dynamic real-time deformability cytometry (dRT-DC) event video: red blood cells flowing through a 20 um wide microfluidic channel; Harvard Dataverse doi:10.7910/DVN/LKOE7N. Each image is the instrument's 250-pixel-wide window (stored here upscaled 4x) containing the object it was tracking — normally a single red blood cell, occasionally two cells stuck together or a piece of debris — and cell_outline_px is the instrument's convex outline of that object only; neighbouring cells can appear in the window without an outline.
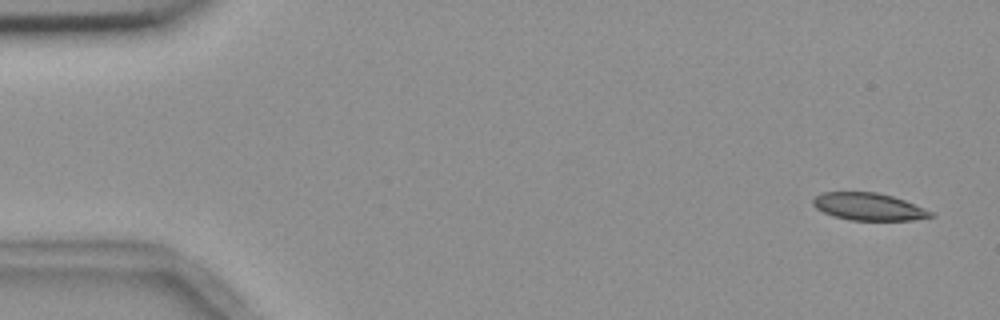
{"species": "common noctule bat (a hibernating species)", "species_latin": "Nyctalus noctula", "temperature_condition": "room temperature", "stored_images_in_passage": 6, "camera_frame_rate_fps": 3000, "um_per_image_px": 0.085, "animal": {"sex": "female", "body_mass_g": 18.4}, "frame": {"image": 1, "passage_image": 1, "time_ms": 0.0, "image_size_px": [1000, 320], "cell_outline_px": [[936, 216], [912, 220], [852, 220], [836, 216], [824, 212], [816, 208], [812, 204], [812, 200], [816, 196], [824, 192], [876, 192], [892, 196], [904, 200], [924, 208], [932, 212]], "centroid_in_image_um": [73.85, 17.56], "position_along_channel_um": 11.2, "area_um2": 18.55}}
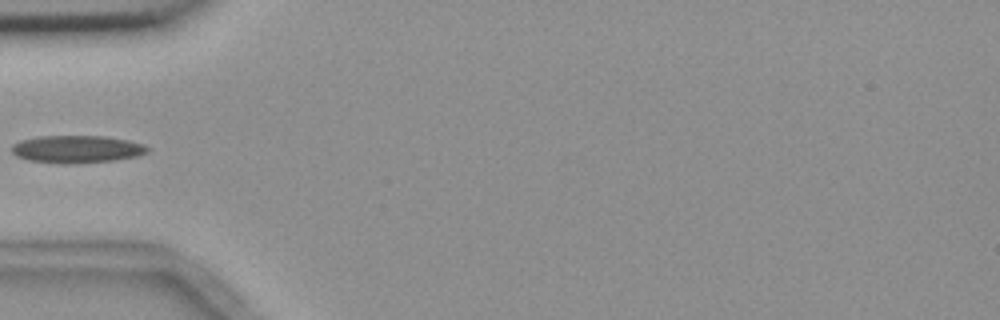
{"frame": {"image": 2, "passage_image": 5, "time_ms": 5.333, "image_size_px": [1000, 320], "cell_outline_px": [[148, 152], [136, 156], [116, 160], [72, 164], [60, 164], [28, 160], [16, 156], [12, 152], [12, 144], [20, 140], [40, 136], [104, 136], [128, 140], [144, 144], [148, 148]], "centroid_in_image_um": [6.51, 12.68], "position_along_channel_um": 78.5, "area_um2": 21.91}}